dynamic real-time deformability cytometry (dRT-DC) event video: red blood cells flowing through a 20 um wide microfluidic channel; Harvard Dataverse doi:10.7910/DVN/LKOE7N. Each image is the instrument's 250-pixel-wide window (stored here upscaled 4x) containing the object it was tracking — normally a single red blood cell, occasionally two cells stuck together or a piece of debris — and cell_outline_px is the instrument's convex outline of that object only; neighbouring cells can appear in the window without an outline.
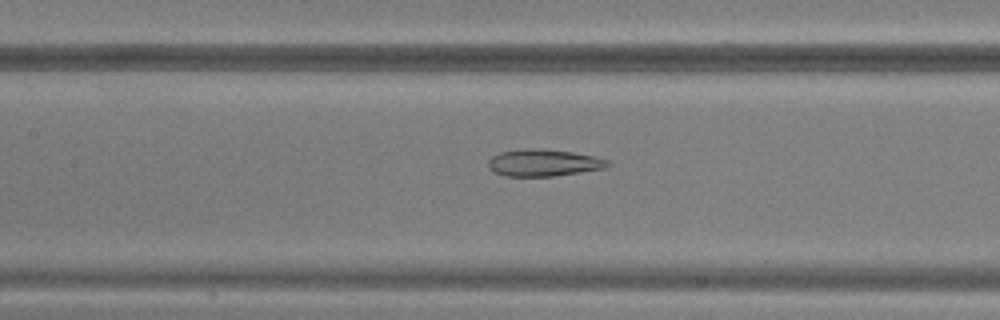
{"species": "common noctule bat (a hibernating species)", "species_latin": "Nyctalus noctula", "temperature_condition": "warm", "stored_images_in_passage": 49, "camera_frame_rate_fps": 3000, "um_per_image_px": 0.085, "animal": {"sex": "male", "body_mass_g": 20.5, "forearm_length_mm": 52.5}, "frame": {"image": 1, "passage_image": 23, "time_ms": 7.333, "image_size_px": [1000, 320], "cell_outline_px": [[612, 164], [604, 168], [580, 172], [552, 176], [504, 176], [492, 172], [488, 168], [488, 160], [492, 156], [500, 152], [524, 148], [572, 152], [596, 156], [612, 160]], "centroid_in_image_um": [46.21, 13.84], "position_along_channel_um": 161.2, "area_um2": 18.84}}
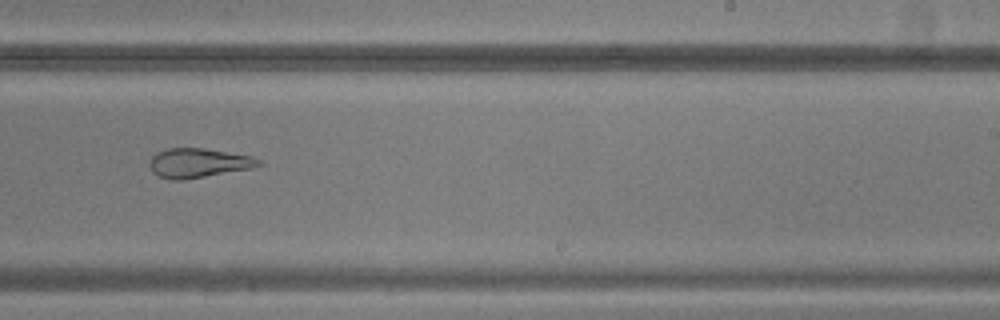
{"frame": {"image": 2, "passage_image": 31, "time_ms": 10.0, "image_size_px": [1000, 320], "cell_outline_px": [[264, 164], [252, 168], [184, 180], [172, 180], [160, 176], [152, 172], [148, 164], [152, 156], [156, 152], [168, 148], [204, 148], [252, 156], [260, 160]], "centroid_in_image_um": [16.85, 13.85], "position_along_channel_um": 272.1, "area_um2": 18.73}}
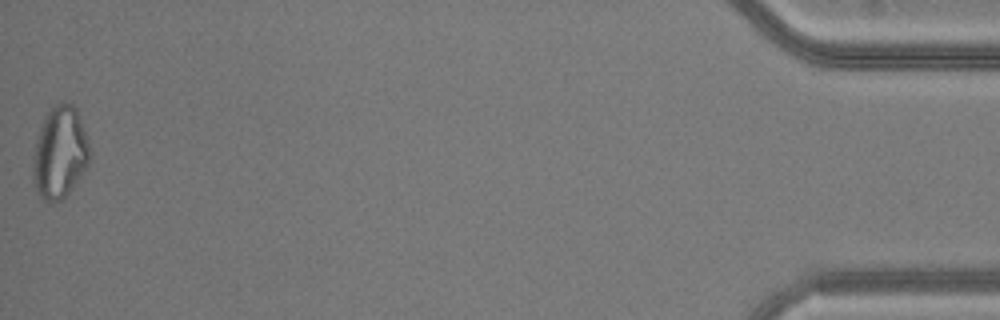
{"frame": {"image": 3, "passage_image": 49, "time_ms": 16.0, "image_size_px": [1000, 320], "cell_outline_px": [[92, 156], [88, 164], [72, 188], [60, 200], [40, 200], [36, 192], [32, 180], [32, 156], [36, 140], [44, 116], [56, 104], [72, 104], [76, 108], [84, 128], [92, 152]], "centroid_in_image_um": [5.07, 12.99], "position_along_channel_um": 430.1, "area_um2": 30.52}}